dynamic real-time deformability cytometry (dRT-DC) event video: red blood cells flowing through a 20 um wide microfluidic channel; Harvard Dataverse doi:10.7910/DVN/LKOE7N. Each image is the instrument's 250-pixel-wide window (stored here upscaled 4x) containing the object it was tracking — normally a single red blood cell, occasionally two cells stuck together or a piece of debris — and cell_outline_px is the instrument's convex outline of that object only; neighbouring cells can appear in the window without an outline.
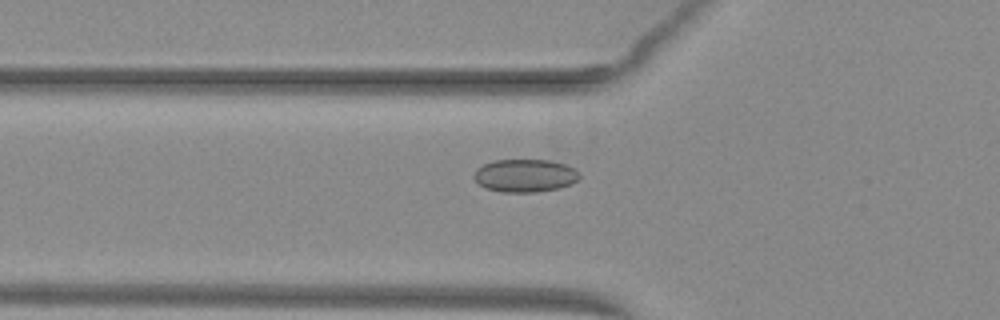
{"species": "common noctule bat (a hibernating species)", "species_latin": "Nyctalus noctula", "temperature_condition": "warm", "stored_images_in_passage": 36, "camera_frame_rate_fps": 3000, "um_per_image_px": 0.085, "animal": {"sex": "female", "body_mass_g": 29.2, "forearm_length_mm": 56.3}, "frame": {"image": 1, "passage_image": 3, "time_ms": 0.667, "image_size_px": [1000, 320], "cell_outline_px": [[580, 180], [572, 184], [560, 188], [536, 192], [500, 192], [484, 188], [472, 176], [476, 168], [492, 160], [552, 160], [576, 168], [580, 172]], "centroid_in_image_um": [44.65, 14.92], "position_along_channel_um": 81.1, "area_um2": 20.63}}
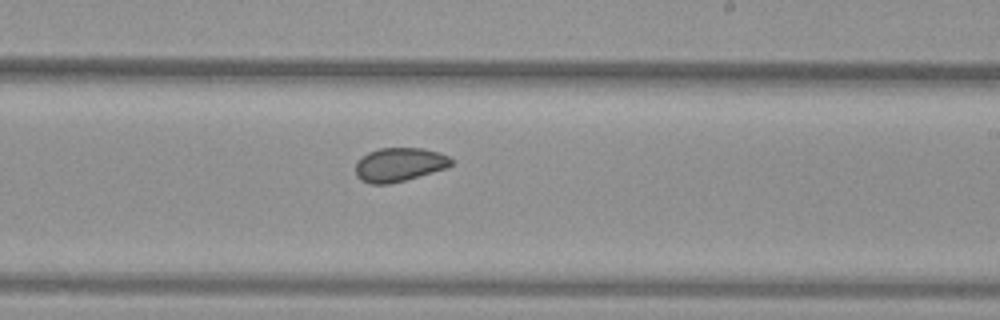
{"frame": {"image": 2, "passage_image": 16, "time_ms": 5.0, "image_size_px": [1000, 320], "cell_outline_px": [[452, 164], [444, 168], [404, 180], [388, 184], [372, 184], [360, 180], [356, 176], [356, 160], [368, 152], [380, 148], [424, 148], [440, 152], [448, 156], [452, 160]], "centroid_in_image_um": [33.89, 13.98], "position_along_channel_um": 255.1, "area_um2": 18.73}}
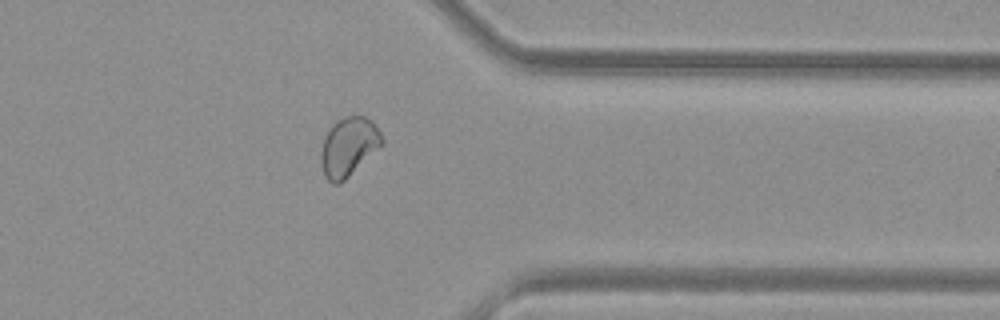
{"frame": {"image": 3, "passage_image": 26, "time_ms": 8.333, "image_size_px": [1000, 320], "cell_outline_px": [[384, 144], [340, 184], [332, 184], [324, 176], [320, 164], [320, 156], [324, 140], [328, 128], [336, 120], [344, 116], [364, 116], [372, 120], [380, 132], [384, 140]], "centroid_in_image_um": [29.63, 12.47], "position_along_channel_um": 381.8, "area_um2": 21.15}, "authors_computed_cell_mechanics": {"area_um2": 19.652, "velocity_mm_per_s": 4.0093, "shape_relaxation_time_tau1_ms": null, "shape_relaxation_time_tau2_ms": 1.803, "deformation_change_tau1": null, "deformation_change_tau2": 0.0491}}